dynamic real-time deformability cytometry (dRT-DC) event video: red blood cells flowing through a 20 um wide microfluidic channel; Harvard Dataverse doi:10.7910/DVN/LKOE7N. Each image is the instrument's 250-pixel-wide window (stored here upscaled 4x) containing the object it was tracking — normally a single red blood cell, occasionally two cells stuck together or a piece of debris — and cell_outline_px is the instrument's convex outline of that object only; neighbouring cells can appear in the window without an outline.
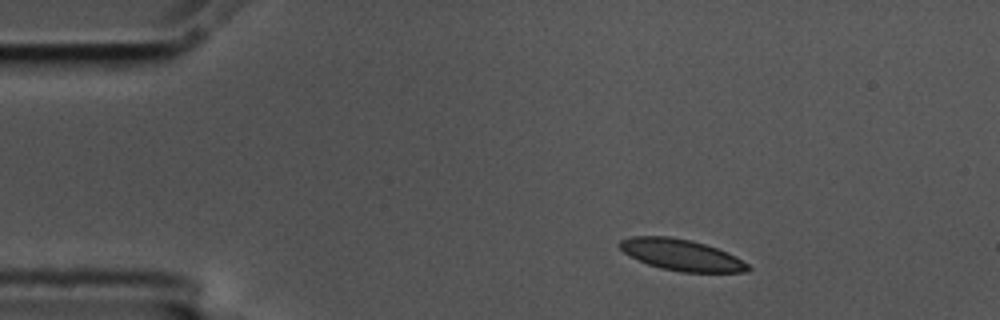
{"species": "common noctule bat (a hibernating species)", "species_latin": "Nyctalus noctula", "temperature_condition": "cold", "stored_images_in_passage": 49, "camera_frame_rate_fps": 3000, "um_per_image_px": 0.085, "animal": {"sex": "male", "body_mass_g": 17.5, "forearm_length_mm": 52.3}, "frame": {"image": 1, "passage_image": 1, "time_ms": 0.0, "image_size_px": [1000, 320], "cell_outline_px": [[752, 268], [748, 272], [680, 272], [660, 268], [648, 264], [624, 252], [616, 244], [620, 240], [632, 236], [668, 236], [688, 240], [704, 244], [728, 252], [736, 256], [748, 264]], "centroid_in_image_um": [57.93, 21.67], "position_along_channel_um": 27.1, "area_um2": 23.29}}
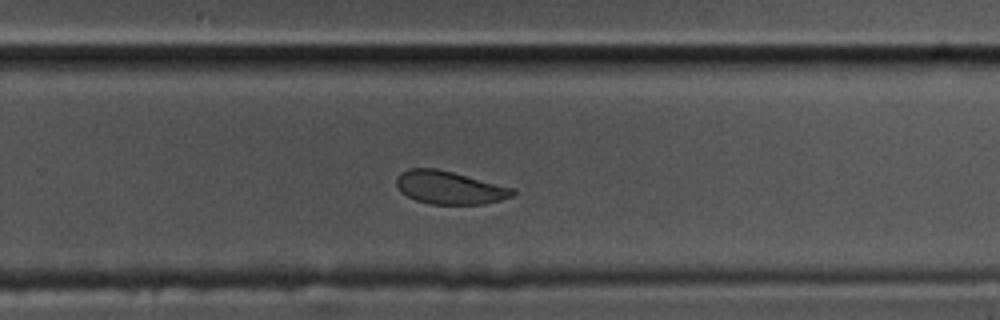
{"frame": {"image": 2, "passage_image": 29, "time_ms": 9.333, "image_size_px": [1000, 320], "cell_outline_px": [[516, 192], [512, 196], [500, 200], [484, 204], [432, 204], [416, 200], [400, 192], [396, 184], [396, 176], [400, 172], [408, 168], [436, 168], [516, 188]], "centroid_in_image_um": [38.2, 15.94], "position_along_channel_um": 291.6, "area_um2": 22.48}}
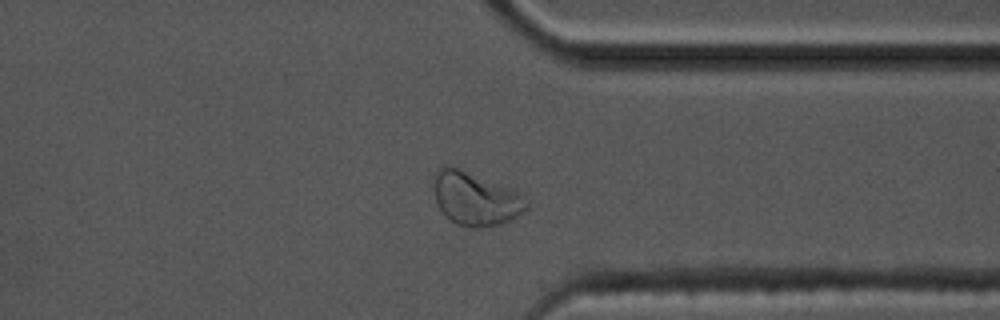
{"frame": {"image": 3, "passage_image": 36, "time_ms": 11.667, "image_size_px": [1000, 320], "cell_outline_px": [[532, 200], [528, 208], [516, 216], [500, 224], [480, 228], [468, 228], [456, 224], [444, 216], [436, 204], [436, 176], [440, 168], [444, 164], [448, 164], [508, 188]], "centroid_in_image_um": [40.44, 16.93], "position_along_channel_um": 371.0, "area_um2": 28.5}, "authors_computed_cell_mechanics": {"area_um2": 24.276, "velocity_mm_per_s": 3.4821, "shape_relaxation_time_tau1_ms": 4.697, "shape_relaxation_time_tau2_ms": 3.1055, "deformation_change_tau1": 0.1211, "deformation_change_tau2": 0.0864}}